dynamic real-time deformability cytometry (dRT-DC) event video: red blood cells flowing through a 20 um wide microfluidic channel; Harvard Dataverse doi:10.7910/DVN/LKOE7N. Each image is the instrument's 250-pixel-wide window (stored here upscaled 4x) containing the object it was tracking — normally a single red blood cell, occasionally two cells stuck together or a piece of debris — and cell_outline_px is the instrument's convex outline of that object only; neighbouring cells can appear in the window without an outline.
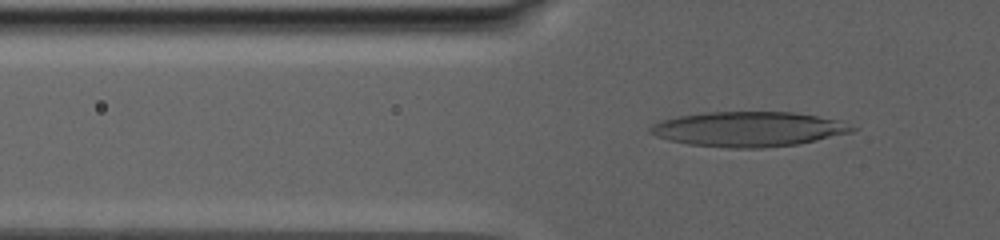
{"species": "human", "species_latin": "Homo sapiens", "temperature_condition": "warm", "stored_images_in_passage": 75, "camera_frame_rate_fps": 3000, "um_per_image_px": 0.085, "donor": {"sex": "male"}, "frame": {"image": 1, "passage_image": 39, "time_ms": 10.0, "image_size_px": [1000, 240], "cell_outline_px": [[860, 128], [852, 132], [816, 140], [796, 144], [760, 148], [728, 148], [688, 144], [668, 140], [656, 136], [648, 132], [648, 128], [652, 124], [660, 120], [680, 116], [704, 112], [796, 112], [840, 120]], "centroid_in_image_um": [63.62, 10.97], "position_along_channel_um": 62.2, "area_um2": 41.27}}
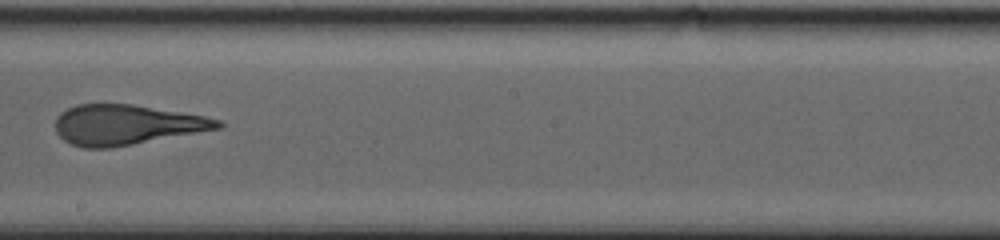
{"frame": {"image": 2, "passage_image": 57, "time_ms": 17.333, "image_size_px": [1000, 240], "cell_outline_px": [[224, 124], [220, 128], [132, 144], [108, 148], [84, 148], [72, 144], [64, 140], [56, 132], [56, 116], [60, 112], [76, 104], [132, 104], [204, 116], [220, 120]], "centroid_in_image_um": [10.7, 10.6], "position_along_channel_um": 237.5, "area_um2": 37.57}}
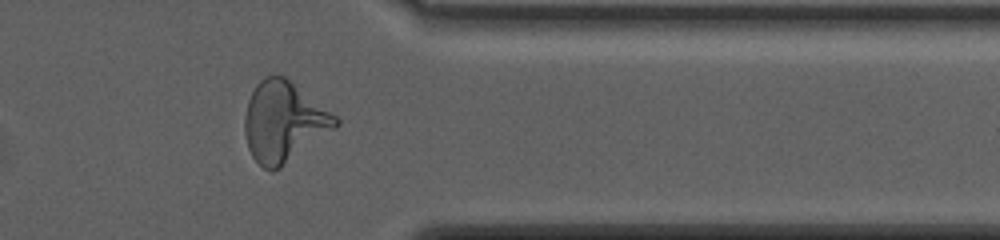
{"frame": {"image": 3, "passage_image": 68, "time_ms": 23.333, "image_size_px": [1000, 240], "cell_outline_px": [[340, 124], [336, 128], [280, 168], [272, 172], [264, 168], [252, 156], [248, 148], [244, 132], [244, 116], [248, 100], [256, 84], [264, 76], [284, 76], [336, 116], [340, 120]], "centroid_in_image_um": [24.1, 10.37], "position_along_channel_um": 387.3, "area_um2": 42.14}, "authors_computed_cell_mechanics": {"area_um2": 41.616, "velocity_mm_per_s": 2.5801, "shape_relaxation_time_tau1_ms": 9.3022, "shape_relaxation_time_tau2_ms": 2.2044, "deformation_change_tau1": 0.2863, "deformation_change_tau2": 0.1238}}